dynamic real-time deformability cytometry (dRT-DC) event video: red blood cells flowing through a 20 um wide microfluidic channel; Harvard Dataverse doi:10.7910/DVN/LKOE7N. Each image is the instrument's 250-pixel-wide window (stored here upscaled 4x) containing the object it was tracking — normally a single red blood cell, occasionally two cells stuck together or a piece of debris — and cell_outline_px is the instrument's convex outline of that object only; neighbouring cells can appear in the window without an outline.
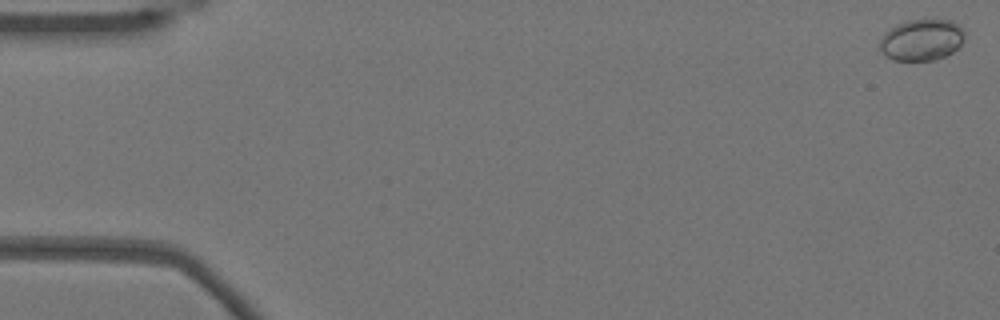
{"species": "Egyptian fruit bat (a non-hibernating species)", "species_latin": "Rousettus aegyptiacus", "temperature_condition": "warm", "stored_images_in_passage": 26, "camera_frame_rate_fps": 3000, "um_per_image_px": 0.085, "animal": {"sex": "female"}, "frame": {"image": 1, "passage_image": 1, "time_ms": 0.0, "image_size_px": [1000, 320], "cell_outline_px": [[964, 40], [952, 52], [936, 60], [892, 60], [884, 56], [880, 48], [880, 40], [896, 24], [908, 20], [952, 20], [964, 28]], "centroid_in_image_um": [78.36, 3.39], "position_along_channel_um": 6.6, "area_um2": 20.35}}
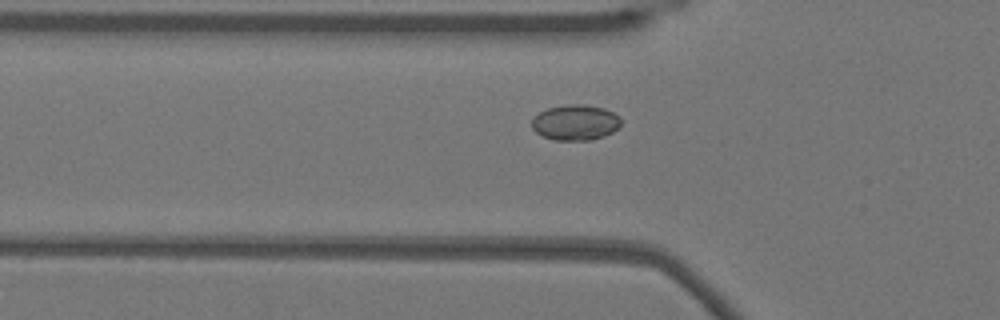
{"frame": {"image": 2, "passage_image": 18, "time_ms": 5.667, "image_size_px": [1000, 320], "cell_outline_px": [[620, 128], [604, 136], [588, 140], [556, 140], [544, 136], [536, 132], [532, 128], [532, 120], [540, 112], [548, 108], [568, 104], [584, 104], [604, 108], [620, 116]], "centroid_in_image_um": [48.94, 10.4], "position_along_channel_um": 76.9, "area_um2": 18.38}}
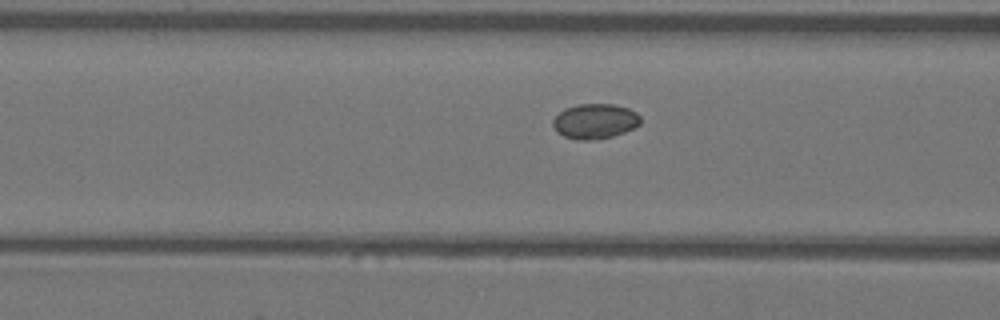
{"frame": {"image": 3, "passage_image": 21, "time_ms": 6.667, "image_size_px": [1000, 320], "cell_outline_px": [[640, 124], [624, 132], [612, 136], [596, 140], [576, 140], [564, 136], [556, 132], [552, 124], [552, 120], [564, 108], [576, 104], [616, 104], [628, 108], [636, 112], [640, 116]], "centroid_in_image_um": [50.55, 10.3], "position_along_channel_um": 116.1, "area_um2": 18.03}}